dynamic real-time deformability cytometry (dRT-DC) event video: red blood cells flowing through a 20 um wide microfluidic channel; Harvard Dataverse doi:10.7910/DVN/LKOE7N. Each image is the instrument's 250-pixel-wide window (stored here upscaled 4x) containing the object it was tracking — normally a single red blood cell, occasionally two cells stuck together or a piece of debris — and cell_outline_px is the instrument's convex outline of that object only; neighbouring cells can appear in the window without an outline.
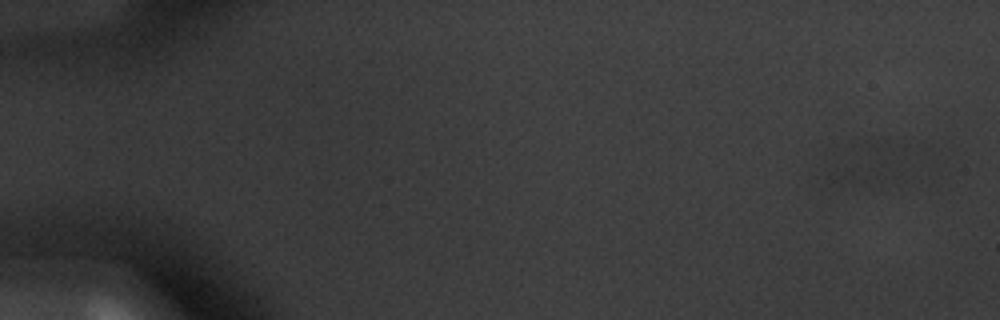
{"species": "common noctule bat (a hibernating species)", "species_latin": "Nyctalus noctula", "temperature_condition": "warm", "stored_images_in_passage": 8, "camera_frame_rate_fps": 3000, "um_per_image_px": 0.085, "animal": {"sex": "male", "body_mass_g": 20.1, "forearm_length_mm": 53.5}, "frame": {"image": 1, "passage_image": 4, "time_ms": 1.0, "image_size_px": [1000, 320], "cell_outline_px": [[940, 148], [908, 180], [880, 188], [840, 184], [824, 176], [864, 140], [928, 140]], "centroid_in_image_um": [75.01, 13.83], "position_along_channel_um": 10.0, "area_um2": 26.82}}